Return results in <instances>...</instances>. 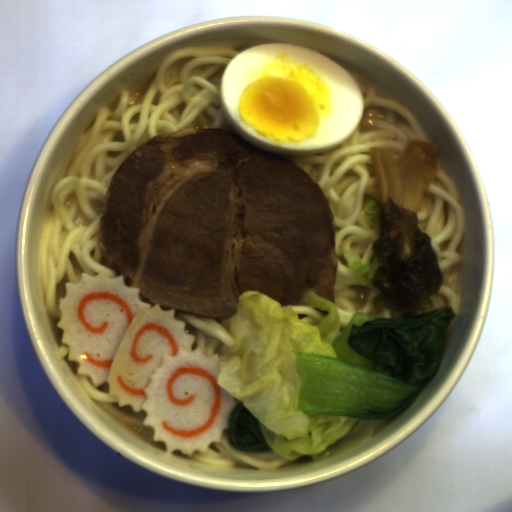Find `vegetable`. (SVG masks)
Returning a JSON list of instances; mask_svg holds the SVG:
<instances>
[{
	"label": "vegetable",
	"instance_id": "vegetable-1",
	"mask_svg": "<svg viewBox=\"0 0 512 512\" xmlns=\"http://www.w3.org/2000/svg\"><path fill=\"white\" fill-rule=\"evenodd\" d=\"M445 306L420 314L353 312L339 330L336 303L303 291L282 304L256 290L238 295L221 322L216 382L236 406L226 418L229 444L313 462L348 451L397 417L444 362Z\"/></svg>",
	"mask_w": 512,
	"mask_h": 512
},
{
	"label": "vegetable",
	"instance_id": "vegetable-2",
	"mask_svg": "<svg viewBox=\"0 0 512 512\" xmlns=\"http://www.w3.org/2000/svg\"><path fill=\"white\" fill-rule=\"evenodd\" d=\"M342 256L350 266L360 285L372 286L373 279L379 268V256L375 254L369 263H362L358 253L349 249L343 250Z\"/></svg>",
	"mask_w": 512,
	"mask_h": 512
},
{
	"label": "vegetable",
	"instance_id": "vegetable-3",
	"mask_svg": "<svg viewBox=\"0 0 512 512\" xmlns=\"http://www.w3.org/2000/svg\"><path fill=\"white\" fill-rule=\"evenodd\" d=\"M361 213L369 215L370 224L380 229L381 224V205L378 197L368 200L362 207Z\"/></svg>",
	"mask_w": 512,
	"mask_h": 512
}]
</instances>
